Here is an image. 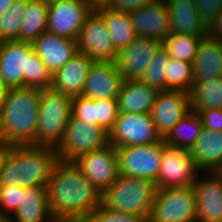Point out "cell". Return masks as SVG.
<instances>
[{"instance_id":"obj_1","label":"cell","mask_w":222,"mask_h":222,"mask_svg":"<svg viewBox=\"0 0 222 222\" xmlns=\"http://www.w3.org/2000/svg\"><path fill=\"white\" fill-rule=\"evenodd\" d=\"M46 189L50 209L57 222H85L101 205L102 193L74 162L58 160Z\"/></svg>"},{"instance_id":"obj_2","label":"cell","mask_w":222,"mask_h":222,"mask_svg":"<svg viewBox=\"0 0 222 222\" xmlns=\"http://www.w3.org/2000/svg\"><path fill=\"white\" fill-rule=\"evenodd\" d=\"M42 89L10 88L0 109V137L13 145H29L36 137Z\"/></svg>"},{"instance_id":"obj_3","label":"cell","mask_w":222,"mask_h":222,"mask_svg":"<svg viewBox=\"0 0 222 222\" xmlns=\"http://www.w3.org/2000/svg\"><path fill=\"white\" fill-rule=\"evenodd\" d=\"M57 161L53 148L14 145L0 169V186H46Z\"/></svg>"},{"instance_id":"obj_4","label":"cell","mask_w":222,"mask_h":222,"mask_svg":"<svg viewBox=\"0 0 222 222\" xmlns=\"http://www.w3.org/2000/svg\"><path fill=\"white\" fill-rule=\"evenodd\" d=\"M72 99L53 88L42 90L36 137L30 145L58 149L71 116Z\"/></svg>"},{"instance_id":"obj_5","label":"cell","mask_w":222,"mask_h":222,"mask_svg":"<svg viewBox=\"0 0 222 222\" xmlns=\"http://www.w3.org/2000/svg\"><path fill=\"white\" fill-rule=\"evenodd\" d=\"M156 184L145 178L120 174L117 180L102 192L101 204L109 209L149 217Z\"/></svg>"},{"instance_id":"obj_6","label":"cell","mask_w":222,"mask_h":222,"mask_svg":"<svg viewBox=\"0 0 222 222\" xmlns=\"http://www.w3.org/2000/svg\"><path fill=\"white\" fill-rule=\"evenodd\" d=\"M148 222H197L193 186L157 188Z\"/></svg>"},{"instance_id":"obj_7","label":"cell","mask_w":222,"mask_h":222,"mask_svg":"<svg viewBox=\"0 0 222 222\" xmlns=\"http://www.w3.org/2000/svg\"><path fill=\"white\" fill-rule=\"evenodd\" d=\"M109 145V133L100 126L87 124L72 114L61 145L56 150L58 160L75 162L90 152Z\"/></svg>"},{"instance_id":"obj_8","label":"cell","mask_w":222,"mask_h":222,"mask_svg":"<svg viewBox=\"0 0 222 222\" xmlns=\"http://www.w3.org/2000/svg\"><path fill=\"white\" fill-rule=\"evenodd\" d=\"M167 145L162 138L159 142L146 145L116 148L119 173L129 177L158 181L162 152Z\"/></svg>"},{"instance_id":"obj_9","label":"cell","mask_w":222,"mask_h":222,"mask_svg":"<svg viewBox=\"0 0 222 222\" xmlns=\"http://www.w3.org/2000/svg\"><path fill=\"white\" fill-rule=\"evenodd\" d=\"M161 139L150 113H119L109 132V144L115 148L153 144Z\"/></svg>"},{"instance_id":"obj_10","label":"cell","mask_w":222,"mask_h":222,"mask_svg":"<svg viewBox=\"0 0 222 222\" xmlns=\"http://www.w3.org/2000/svg\"><path fill=\"white\" fill-rule=\"evenodd\" d=\"M77 45L78 52L85 53L93 62H116L118 50L114 47L105 20L97 10L87 15Z\"/></svg>"},{"instance_id":"obj_11","label":"cell","mask_w":222,"mask_h":222,"mask_svg":"<svg viewBox=\"0 0 222 222\" xmlns=\"http://www.w3.org/2000/svg\"><path fill=\"white\" fill-rule=\"evenodd\" d=\"M198 171L190 150L166 146L162 152L156 188L193 186Z\"/></svg>"},{"instance_id":"obj_12","label":"cell","mask_w":222,"mask_h":222,"mask_svg":"<svg viewBox=\"0 0 222 222\" xmlns=\"http://www.w3.org/2000/svg\"><path fill=\"white\" fill-rule=\"evenodd\" d=\"M33 50L29 42H0V79L9 88L28 87V66Z\"/></svg>"},{"instance_id":"obj_13","label":"cell","mask_w":222,"mask_h":222,"mask_svg":"<svg viewBox=\"0 0 222 222\" xmlns=\"http://www.w3.org/2000/svg\"><path fill=\"white\" fill-rule=\"evenodd\" d=\"M91 11L87 1H49L47 31L77 40Z\"/></svg>"},{"instance_id":"obj_14","label":"cell","mask_w":222,"mask_h":222,"mask_svg":"<svg viewBox=\"0 0 222 222\" xmlns=\"http://www.w3.org/2000/svg\"><path fill=\"white\" fill-rule=\"evenodd\" d=\"M74 163L101 193L120 175L116 148L110 144L80 157Z\"/></svg>"},{"instance_id":"obj_15","label":"cell","mask_w":222,"mask_h":222,"mask_svg":"<svg viewBox=\"0 0 222 222\" xmlns=\"http://www.w3.org/2000/svg\"><path fill=\"white\" fill-rule=\"evenodd\" d=\"M190 110V93L178 90L159 91L150 114L161 138L164 139Z\"/></svg>"},{"instance_id":"obj_16","label":"cell","mask_w":222,"mask_h":222,"mask_svg":"<svg viewBox=\"0 0 222 222\" xmlns=\"http://www.w3.org/2000/svg\"><path fill=\"white\" fill-rule=\"evenodd\" d=\"M137 36L160 43L171 34L170 16L165 0H153L129 13Z\"/></svg>"},{"instance_id":"obj_17","label":"cell","mask_w":222,"mask_h":222,"mask_svg":"<svg viewBox=\"0 0 222 222\" xmlns=\"http://www.w3.org/2000/svg\"><path fill=\"white\" fill-rule=\"evenodd\" d=\"M160 45L154 39L136 36L128 46L120 49L116 65L122 77L125 80H140Z\"/></svg>"},{"instance_id":"obj_18","label":"cell","mask_w":222,"mask_h":222,"mask_svg":"<svg viewBox=\"0 0 222 222\" xmlns=\"http://www.w3.org/2000/svg\"><path fill=\"white\" fill-rule=\"evenodd\" d=\"M124 81L116 62H93L82 95L92 99L117 98Z\"/></svg>"},{"instance_id":"obj_19","label":"cell","mask_w":222,"mask_h":222,"mask_svg":"<svg viewBox=\"0 0 222 222\" xmlns=\"http://www.w3.org/2000/svg\"><path fill=\"white\" fill-rule=\"evenodd\" d=\"M34 52L53 75L78 53L77 40L43 32L33 43Z\"/></svg>"},{"instance_id":"obj_20","label":"cell","mask_w":222,"mask_h":222,"mask_svg":"<svg viewBox=\"0 0 222 222\" xmlns=\"http://www.w3.org/2000/svg\"><path fill=\"white\" fill-rule=\"evenodd\" d=\"M206 180H195L197 222H222V172H211Z\"/></svg>"},{"instance_id":"obj_21","label":"cell","mask_w":222,"mask_h":222,"mask_svg":"<svg viewBox=\"0 0 222 222\" xmlns=\"http://www.w3.org/2000/svg\"><path fill=\"white\" fill-rule=\"evenodd\" d=\"M93 60L78 52L52 75L51 88L72 98L82 95Z\"/></svg>"},{"instance_id":"obj_22","label":"cell","mask_w":222,"mask_h":222,"mask_svg":"<svg viewBox=\"0 0 222 222\" xmlns=\"http://www.w3.org/2000/svg\"><path fill=\"white\" fill-rule=\"evenodd\" d=\"M170 16L171 34L205 37L208 27L200 19L195 0H165Z\"/></svg>"},{"instance_id":"obj_23","label":"cell","mask_w":222,"mask_h":222,"mask_svg":"<svg viewBox=\"0 0 222 222\" xmlns=\"http://www.w3.org/2000/svg\"><path fill=\"white\" fill-rule=\"evenodd\" d=\"M198 170L222 172V132L202 128L190 149Z\"/></svg>"},{"instance_id":"obj_24","label":"cell","mask_w":222,"mask_h":222,"mask_svg":"<svg viewBox=\"0 0 222 222\" xmlns=\"http://www.w3.org/2000/svg\"><path fill=\"white\" fill-rule=\"evenodd\" d=\"M194 81L222 77V44L209 34L202 38L192 62Z\"/></svg>"},{"instance_id":"obj_25","label":"cell","mask_w":222,"mask_h":222,"mask_svg":"<svg viewBox=\"0 0 222 222\" xmlns=\"http://www.w3.org/2000/svg\"><path fill=\"white\" fill-rule=\"evenodd\" d=\"M159 90L141 80H125L117 97L119 113H150Z\"/></svg>"},{"instance_id":"obj_26","label":"cell","mask_w":222,"mask_h":222,"mask_svg":"<svg viewBox=\"0 0 222 222\" xmlns=\"http://www.w3.org/2000/svg\"><path fill=\"white\" fill-rule=\"evenodd\" d=\"M12 218L9 217V222H14V219L15 222H44L48 218L57 222L50 209L46 186L24 188L20 207Z\"/></svg>"},{"instance_id":"obj_27","label":"cell","mask_w":222,"mask_h":222,"mask_svg":"<svg viewBox=\"0 0 222 222\" xmlns=\"http://www.w3.org/2000/svg\"><path fill=\"white\" fill-rule=\"evenodd\" d=\"M48 0H27L23 21L19 30V41L33 43L47 31Z\"/></svg>"},{"instance_id":"obj_28","label":"cell","mask_w":222,"mask_h":222,"mask_svg":"<svg viewBox=\"0 0 222 222\" xmlns=\"http://www.w3.org/2000/svg\"><path fill=\"white\" fill-rule=\"evenodd\" d=\"M203 128L202 117L198 111L190 110L186 116L164 138L167 146L190 150Z\"/></svg>"},{"instance_id":"obj_29","label":"cell","mask_w":222,"mask_h":222,"mask_svg":"<svg viewBox=\"0 0 222 222\" xmlns=\"http://www.w3.org/2000/svg\"><path fill=\"white\" fill-rule=\"evenodd\" d=\"M106 22L114 47L119 51L137 36L129 13L101 8L97 10Z\"/></svg>"},{"instance_id":"obj_30","label":"cell","mask_w":222,"mask_h":222,"mask_svg":"<svg viewBox=\"0 0 222 222\" xmlns=\"http://www.w3.org/2000/svg\"><path fill=\"white\" fill-rule=\"evenodd\" d=\"M191 109H222V77L205 81H194L190 92Z\"/></svg>"},{"instance_id":"obj_31","label":"cell","mask_w":222,"mask_h":222,"mask_svg":"<svg viewBox=\"0 0 222 222\" xmlns=\"http://www.w3.org/2000/svg\"><path fill=\"white\" fill-rule=\"evenodd\" d=\"M202 38L194 35L170 34L161 44L170 58L192 63Z\"/></svg>"},{"instance_id":"obj_32","label":"cell","mask_w":222,"mask_h":222,"mask_svg":"<svg viewBox=\"0 0 222 222\" xmlns=\"http://www.w3.org/2000/svg\"><path fill=\"white\" fill-rule=\"evenodd\" d=\"M166 67V90L190 93L194 85L192 63L170 58Z\"/></svg>"},{"instance_id":"obj_33","label":"cell","mask_w":222,"mask_h":222,"mask_svg":"<svg viewBox=\"0 0 222 222\" xmlns=\"http://www.w3.org/2000/svg\"><path fill=\"white\" fill-rule=\"evenodd\" d=\"M27 0H15L0 17V42L19 41V30L23 21Z\"/></svg>"},{"instance_id":"obj_34","label":"cell","mask_w":222,"mask_h":222,"mask_svg":"<svg viewBox=\"0 0 222 222\" xmlns=\"http://www.w3.org/2000/svg\"><path fill=\"white\" fill-rule=\"evenodd\" d=\"M169 61L170 56L161 44L155 51L154 57L140 80L159 91L166 90V66Z\"/></svg>"},{"instance_id":"obj_35","label":"cell","mask_w":222,"mask_h":222,"mask_svg":"<svg viewBox=\"0 0 222 222\" xmlns=\"http://www.w3.org/2000/svg\"><path fill=\"white\" fill-rule=\"evenodd\" d=\"M52 74L34 52L30 54L28 66V87L47 89L51 88Z\"/></svg>"},{"instance_id":"obj_36","label":"cell","mask_w":222,"mask_h":222,"mask_svg":"<svg viewBox=\"0 0 222 222\" xmlns=\"http://www.w3.org/2000/svg\"><path fill=\"white\" fill-rule=\"evenodd\" d=\"M86 222H148V219L139 214L114 211L101 204L89 215Z\"/></svg>"},{"instance_id":"obj_37","label":"cell","mask_w":222,"mask_h":222,"mask_svg":"<svg viewBox=\"0 0 222 222\" xmlns=\"http://www.w3.org/2000/svg\"><path fill=\"white\" fill-rule=\"evenodd\" d=\"M97 126L102 127L106 132H110L118 118L117 98L96 99Z\"/></svg>"},{"instance_id":"obj_38","label":"cell","mask_w":222,"mask_h":222,"mask_svg":"<svg viewBox=\"0 0 222 222\" xmlns=\"http://www.w3.org/2000/svg\"><path fill=\"white\" fill-rule=\"evenodd\" d=\"M71 114L86 122L97 126V107L96 99L85 97L83 95L74 97L72 99V110Z\"/></svg>"},{"instance_id":"obj_39","label":"cell","mask_w":222,"mask_h":222,"mask_svg":"<svg viewBox=\"0 0 222 222\" xmlns=\"http://www.w3.org/2000/svg\"><path fill=\"white\" fill-rule=\"evenodd\" d=\"M24 187L21 186H0V206L13 213L20 207Z\"/></svg>"},{"instance_id":"obj_40","label":"cell","mask_w":222,"mask_h":222,"mask_svg":"<svg viewBox=\"0 0 222 222\" xmlns=\"http://www.w3.org/2000/svg\"><path fill=\"white\" fill-rule=\"evenodd\" d=\"M200 19L209 27L222 10V0H195Z\"/></svg>"},{"instance_id":"obj_41","label":"cell","mask_w":222,"mask_h":222,"mask_svg":"<svg viewBox=\"0 0 222 222\" xmlns=\"http://www.w3.org/2000/svg\"><path fill=\"white\" fill-rule=\"evenodd\" d=\"M198 113L202 117L203 127L212 131L222 132V109L207 108L199 109Z\"/></svg>"},{"instance_id":"obj_42","label":"cell","mask_w":222,"mask_h":222,"mask_svg":"<svg viewBox=\"0 0 222 222\" xmlns=\"http://www.w3.org/2000/svg\"><path fill=\"white\" fill-rule=\"evenodd\" d=\"M153 0H112L109 8L111 10L130 13Z\"/></svg>"},{"instance_id":"obj_43","label":"cell","mask_w":222,"mask_h":222,"mask_svg":"<svg viewBox=\"0 0 222 222\" xmlns=\"http://www.w3.org/2000/svg\"><path fill=\"white\" fill-rule=\"evenodd\" d=\"M208 34L218 39L222 37V10L218 13L216 19L208 27Z\"/></svg>"},{"instance_id":"obj_44","label":"cell","mask_w":222,"mask_h":222,"mask_svg":"<svg viewBox=\"0 0 222 222\" xmlns=\"http://www.w3.org/2000/svg\"><path fill=\"white\" fill-rule=\"evenodd\" d=\"M13 147L14 145L12 143L7 142L4 138L0 137V169L3 167V164Z\"/></svg>"},{"instance_id":"obj_45","label":"cell","mask_w":222,"mask_h":222,"mask_svg":"<svg viewBox=\"0 0 222 222\" xmlns=\"http://www.w3.org/2000/svg\"><path fill=\"white\" fill-rule=\"evenodd\" d=\"M91 10L109 8L112 0H86Z\"/></svg>"},{"instance_id":"obj_46","label":"cell","mask_w":222,"mask_h":222,"mask_svg":"<svg viewBox=\"0 0 222 222\" xmlns=\"http://www.w3.org/2000/svg\"><path fill=\"white\" fill-rule=\"evenodd\" d=\"M9 90L10 88L0 79V109L3 107V104L6 102Z\"/></svg>"},{"instance_id":"obj_47","label":"cell","mask_w":222,"mask_h":222,"mask_svg":"<svg viewBox=\"0 0 222 222\" xmlns=\"http://www.w3.org/2000/svg\"><path fill=\"white\" fill-rule=\"evenodd\" d=\"M15 0H0V17L4 12L8 10L10 5L14 2Z\"/></svg>"},{"instance_id":"obj_48","label":"cell","mask_w":222,"mask_h":222,"mask_svg":"<svg viewBox=\"0 0 222 222\" xmlns=\"http://www.w3.org/2000/svg\"><path fill=\"white\" fill-rule=\"evenodd\" d=\"M4 212V213H3ZM6 211L0 210V222H9V215L5 213Z\"/></svg>"},{"instance_id":"obj_49","label":"cell","mask_w":222,"mask_h":222,"mask_svg":"<svg viewBox=\"0 0 222 222\" xmlns=\"http://www.w3.org/2000/svg\"><path fill=\"white\" fill-rule=\"evenodd\" d=\"M48 1H86V0H48Z\"/></svg>"}]
</instances>
